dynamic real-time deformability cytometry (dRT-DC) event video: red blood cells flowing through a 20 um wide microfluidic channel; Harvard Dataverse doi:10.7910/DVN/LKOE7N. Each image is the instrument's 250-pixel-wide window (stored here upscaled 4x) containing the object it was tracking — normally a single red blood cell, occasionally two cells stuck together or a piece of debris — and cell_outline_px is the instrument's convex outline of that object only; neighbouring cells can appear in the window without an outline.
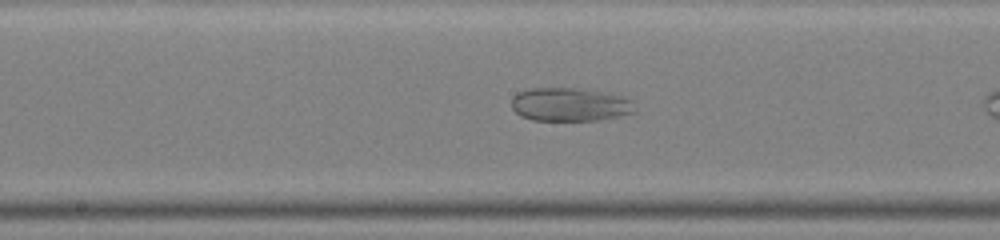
{"species": "common noctule bat (a hibernating species)", "species_latin": "Nyctalus noctula", "temperature_condition": "warm", "stored_images_in_passage": 17, "camera_frame_rate_fps": 3000, "um_per_image_px": 0.085, "animal": {"sex": "male", "body_mass_g": 19.0, "forearm_length_mm": 50.8}, "frame": {"image": 1, "passage_image": 10, "time_ms": 3.0, "image_size_px": [1000, 240], "cell_outline_px": [[632, 112], [616, 116], [596, 120], [532, 120], [520, 116], [512, 108], [512, 96], [516, 92], [532, 88], [572, 88], [612, 92], [632, 100]], "centroid_in_image_um": [48.39, 8.86], "position_along_channel_um": 199.8, "area_um2": 23.99}}